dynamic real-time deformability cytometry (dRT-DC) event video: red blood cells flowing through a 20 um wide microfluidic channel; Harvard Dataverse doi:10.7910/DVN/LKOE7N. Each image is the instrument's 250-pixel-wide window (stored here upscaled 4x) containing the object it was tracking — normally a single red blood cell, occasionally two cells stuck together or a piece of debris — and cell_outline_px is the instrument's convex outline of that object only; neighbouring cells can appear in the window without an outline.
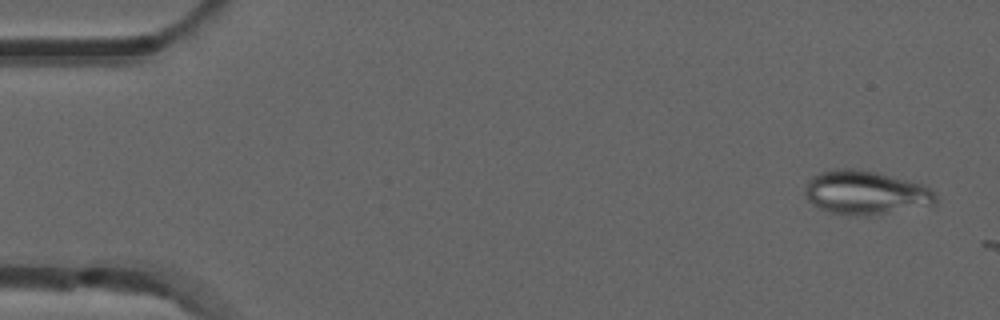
{"species": "common noctule bat (a hibernating species)", "species_latin": "Nyctalus noctula", "temperature_condition": "room temperature", "stored_images_in_passage": 2, "camera_frame_rate_fps": 3000, "um_per_image_px": 0.085, "animal": {"sex": "male", "forearm_length_mm": 52.5}, "frame": {"image": 1, "passage_image": 1, "time_ms": 0.0, "image_size_px": [1000, 320], "cell_outline_px": [[936, 204], [868, 216], [856, 216], [828, 212], [812, 204], [808, 200], [804, 192], [804, 184], [812, 176], [820, 172], [836, 168], [856, 168], [876, 172], [920, 184], [928, 188], [936, 196]], "centroid_in_image_um": [73.49, 16.37], "position_along_channel_um": 11.5, "area_um2": 33.35}}